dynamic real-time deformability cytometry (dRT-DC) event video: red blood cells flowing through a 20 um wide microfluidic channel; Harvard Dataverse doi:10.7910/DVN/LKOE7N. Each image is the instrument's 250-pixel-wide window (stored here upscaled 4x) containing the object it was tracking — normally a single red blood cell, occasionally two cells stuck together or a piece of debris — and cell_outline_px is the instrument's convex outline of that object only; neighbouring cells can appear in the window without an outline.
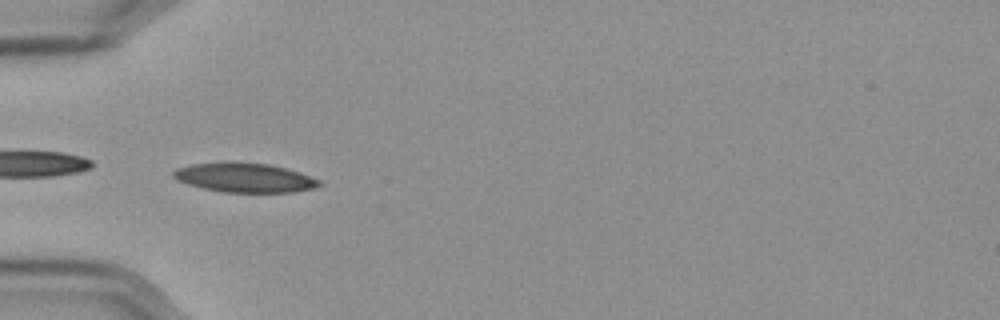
{"species": "Egyptian fruit bat (a non-hibernating species)", "species_latin": "Rousettus aegyptiacus", "temperature_condition": "cold", "stored_images_in_passage": 25, "camera_frame_rate_fps": 3000, "um_per_image_px": 0.085, "frame": {"image": 1, "passage_image": 1, "time_ms": 0.0, "image_size_px": [1000, 320], "cell_outline_px": [[320, 184], [312, 188], [292, 192], [224, 192], [204, 188], [188, 184], [176, 180], [172, 176], [172, 172], [176, 168], [192, 164], [220, 160], [236, 160], [272, 164], [288, 168], [300, 172], [320, 180]], "centroid_in_image_um": [20.74, 15.05], "position_along_channel_um": 64.3, "area_um2": 25.55}}
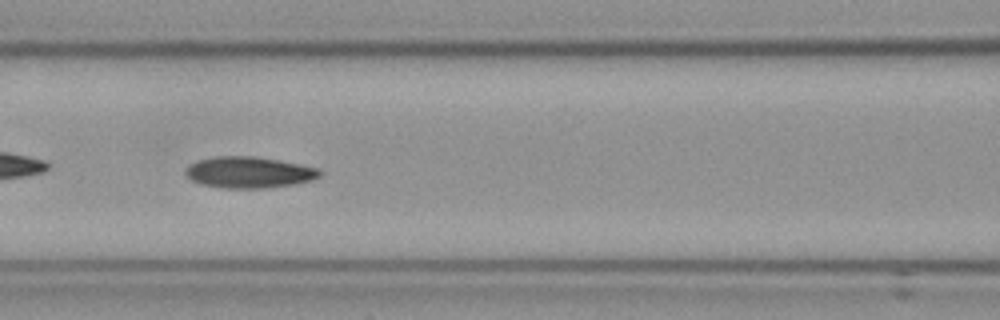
{"frame": {"image": 2, "passage_image": 8, "time_ms": 2.333, "image_size_px": [1000, 320], "cell_outline_px": [[320, 176], [312, 180], [296, 184], [264, 188], [220, 188], [200, 184], [192, 180], [184, 172], [188, 164], [200, 160], [216, 156], [256, 156], [300, 164], [320, 168]], "centroid_in_image_um": [21.16, 14.65], "position_along_channel_um": 145.4, "area_um2": 24.57}}